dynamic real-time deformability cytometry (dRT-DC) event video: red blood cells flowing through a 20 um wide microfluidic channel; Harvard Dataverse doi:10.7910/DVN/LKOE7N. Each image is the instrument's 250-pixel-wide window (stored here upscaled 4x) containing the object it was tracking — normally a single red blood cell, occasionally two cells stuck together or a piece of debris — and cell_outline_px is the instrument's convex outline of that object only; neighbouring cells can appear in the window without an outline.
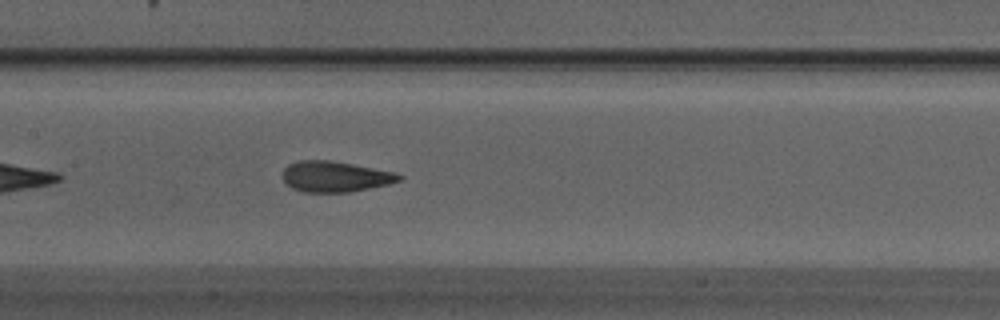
{"species": "Egyptian fruit bat (a non-hibernating species)", "species_latin": "Rousettus aegyptiacus", "temperature_condition": "warm", "stored_images_in_passage": 35, "camera_frame_rate_fps": 3000, "um_per_image_px": 0.085, "animal": {"sex": "male"}, "frame": {"image": 1, "passage_image": 11, "time_ms": 3.333, "image_size_px": [1000, 320], "cell_outline_px": [[404, 176], [400, 180], [388, 184], [352, 192], [304, 192], [292, 188], [284, 180], [284, 168], [288, 164], [300, 160], [328, 160], [352, 164], [396, 172]], "centroid_in_image_um": [28.51, 15.01], "position_along_channel_um": 178.9, "area_um2": 20.75}}
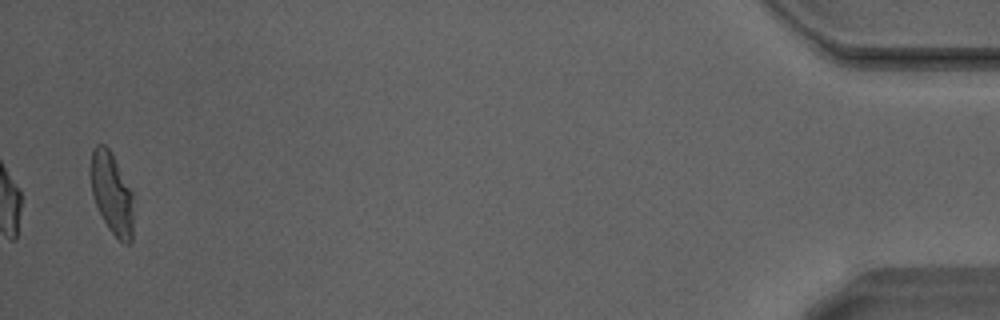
{"frame": {"image": 2, "passage_image": 35, "time_ms": 11.333, "image_size_px": [1000, 320], "cell_outline_px": [[136, 208], [132, 240], [128, 244], [124, 244], [108, 228], [96, 204], [92, 192], [92, 148], [96, 144], [104, 144], [112, 152], [132, 192]], "centroid_in_image_um": [9.58, 16.48], "position_along_channel_um": 425.6, "area_um2": 20.52}, "authors_computed_cell_mechanics": {"area_um2": 20.7502, "velocity_mm_per_s": 4.2336, "shape_relaxation_time_tau1_ms": 4.4217, "shape_relaxation_time_tau2_ms": 0.9568, "deformation_change_tau1": 0.1832, "deformation_change_tau2": 0.0807}}